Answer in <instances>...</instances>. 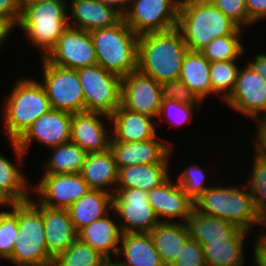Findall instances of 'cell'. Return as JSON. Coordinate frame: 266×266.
<instances>
[{
	"mask_svg": "<svg viewBox=\"0 0 266 266\" xmlns=\"http://www.w3.org/2000/svg\"><path fill=\"white\" fill-rule=\"evenodd\" d=\"M176 27L192 52H200L217 37L244 32L209 0H181Z\"/></svg>",
	"mask_w": 266,
	"mask_h": 266,
	"instance_id": "6da1fadb",
	"label": "cell"
},
{
	"mask_svg": "<svg viewBox=\"0 0 266 266\" xmlns=\"http://www.w3.org/2000/svg\"><path fill=\"white\" fill-rule=\"evenodd\" d=\"M177 27L139 36L138 70L158 83L178 79L188 52Z\"/></svg>",
	"mask_w": 266,
	"mask_h": 266,
	"instance_id": "7a4b0ae2",
	"label": "cell"
},
{
	"mask_svg": "<svg viewBox=\"0 0 266 266\" xmlns=\"http://www.w3.org/2000/svg\"><path fill=\"white\" fill-rule=\"evenodd\" d=\"M194 209L201 214L218 217L233 223L240 229L252 231L257 224L266 229L254 205V199L246 184L239 187L212 186L193 202Z\"/></svg>",
	"mask_w": 266,
	"mask_h": 266,
	"instance_id": "3957f363",
	"label": "cell"
},
{
	"mask_svg": "<svg viewBox=\"0 0 266 266\" xmlns=\"http://www.w3.org/2000/svg\"><path fill=\"white\" fill-rule=\"evenodd\" d=\"M15 81L2 108L4 131L9 141H18L39 117L52 109L40 81L32 77Z\"/></svg>",
	"mask_w": 266,
	"mask_h": 266,
	"instance_id": "277c9868",
	"label": "cell"
},
{
	"mask_svg": "<svg viewBox=\"0 0 266 266\" xmlns=\"http://www.w3.org/2000/svg\"><path fill=\"white\" fill-rule=\"evenodd\" d=\"M97 64L120 77L127 76L138 68L139 36L122 18L108 28H99L90 32Z\"/></svg>",
	"mask_w": 266,
	"mask_h": 266,
	"instance_id": "5b68a950",
	"label": "cell"
},
{
	"mask_svg": "<svg viewBox=\"0 0 266 266\" xmlns=\"http://www.w3.org/2000/svg\"><path fill=\"white\" fill-rule=\"evenodd\" d=\"M66 0H43L22 9L16 28L26 33L30 44L37 47L44 58L68 28Z\"/></svg>",
	"mask_w": 266,
	"mask_h": 266,
	"instance_id": "8992f818",
	"label": "cell"
},
{
	"mask_svg": "<svg viewBox=\"0 0 266 266\" xmlns=\"http://www.w3.org/2000/svg\"><path fill=\"white\" fill-rule=\"evenodd\" d=\"M7 261L15 266L53 264V258L47 251L41 212L30 200L18 202V234Z\"/></svg>",
	"mask_w": 266,
	"mask_h": 266,
	"instance_id": "52a82bcc",
	"label": "cell"
},
{
	"mask_svg": "<svg viewBox=\"0 0 266 266\" xmlns=\"http://www.w3.org/2000/svg\"><path fill=\"white\" fill-rule=\"evenodd\" d=\"M84 93L85 111L110 117L121 105L122 77L99 64L77 69Z\"/></svg>",
	"mask_w": 266,
	"mask_h": 266,
	"instance_id": "ba28073f",
	"label": "cell"
},
{
	"mask_svg": "<svg viewBox=\"0 0 266 266\" xmlns=\"http://www.w3.org/2000/svg\"><path fill=\"white\" fill-rule=\"evenodd\" d=\"M45 89L51 108L70 113L85 111L84 93L77 70L58 67L40 58ZM43 81V82H41Z\"/></svg>",
	"mask_w": 266,
	"mask_h": 266,
	"instance_id": "9c48e42d",
	"label": "cell"
},
{
	"mask_svg": "<svg viewBox=\"0 0 266 266\" xmlns=\"http://www.w3.org/2000/svg\"><path fill=\"white\" fill-rule=\"evenodd\" d=\"M148 192L136 188H116L114 216L122 233H150L160 222L147 199Z\"/></svg>",
	"mask_w": 266,
	"mask_h": 266,
	"instance_id": "30bf717a",
	"label": "cell"
},
{
	"mask_svg": "<svg viewBox=\"0 0 266 266\" xmlns=\"http://www.w3.org/2000/svg\"><path fill=\"white\" fill-rule=\"evenodd\" d=\"M180 2L181 0H130L123 19L138 36L166 31L177 26Z\"/></svg>",
	"mask_w": 266,
	"mask_h": 266,
	"instance_id": "8fae6325",
	"label": "cell"
},
{
	"mask_svg": "<svg viewBox=\"0 0 266 266\" xmlns=\"http://www.w3.org/2000/svg\"><path fill=\"white\" fill-rule=\"evenodd\" d=\"M71 117L70 112L54 109L39 117L18 141L10 140L15 161L17 160L18 164L24 161L22 159L32 141H37L47 148L69 142Z\"/></svg>",
	"mask_w": 266,
	"mask_h": 266,
	"instance_id": "7c38bea8",
	"label": "cell"
},
{
	"mask_svg": "<svg viewBox=\"0 0 266 266\" xmlns=\"http://www.w3.org/2000/svg\"><path fill=\"white\" fill-rule=\"evenodd\" d=\"M44 59L58 67L74 70L96 65L90 32L68 26Z\"/></svg>",
	"mask_w": 266,
	"mask_h": 266,
	"instance_id": "4fadbf2b",
	"label": "cell"
},
{
	"mask_svg": "<svg viewBox=\"0 0 266 266\" xmlns=\"http://www.w3.org/2000/svg\"><path fill=\"white\" fill-rule=\"evenodd\" d=\"M32 191L37 201L49 208L68 209L90 189L81 173L42 174Z\"/></svg>",
	"mask_w": 266,
	"mask_h": 266,
	"instance_id": "5bb4252c",
	"label": "cell"
},
{
	"mask_svg": "<svg viewBox=\"0 0 266 266\" xmlns=\"http://www.w3.org/2000/svg\"><path fill=\"white\" fill-rule=\"evenodd\" d=\"M224 102L233 111L256 121L266 112V81L245 64L238 71L234 90Z\"/></svg>",
	"mask_w": 266,
	"mask_h": 266,
	"instance_id": "9a60e30c",
	"label": "cell"
},
{
	"mask_svg": "<svg viewBox=\"0 0 266 266\" xmlns=\"http://www.w3.org/2000/svg\"><path fill=\"white\" fill-rule=\"evenodd\" d=\"M161 84L138 69L122 77L121 106L152 118L158 117L161 106Z\"/></svg>",
	"mask_w": 266,
	"mask_h": 266,
	"instance_id": "2e32d148",
	"label": "cell"
},
{
	"mask_svg": "<svg viewBox=\"0 0 266 266\" xmlns=\"http://www.w3.org/2000/svg\"><path fill=\"white\" fill-rule=\"evenodd\" d=\"M104 118L111 126L107 115L88 111L72 113L70 141L79 145L87 154L106 152L110 148L112 135L104 125Z\"/></svg>",
	"mask_w": 266,
	"mask_h": 266,
	"instance_id": "e0dca14e",
	"label": "cell"
},
{
	"mask_svg": "<svg viewBox=\"0 0 266 266\" xmlns=\"http://www.w3.org/2000/svg\"><path fill=\"white\" fill-rule=\"evenodd\" d=\"M157 139H160L158 134L145 141H110L109 149L115 157L117 169L139 164H169V156L174 150Z\"/></svg>",
	"mask_w": 266,
	"mask_h": 266,
	"instance_id": "ac0fdd59",
	"label": "cell"
},
{
	"mask_svg": "<svg viewBox=\"0 0 266 266\" xmlns=\"http://www.w3.org/2000/svg\"><path fill=\"white\" fill-rule=\"evenodd\" d=\"M174 178L148 192L147 199L160 222L185 223L194 208L193 201L184 193Z\"/></svg>",
	"mask_w": 266,
	"mask_h": 266,
	"instance_id": "d6986e66",
	"label": "cell"
},
{
	"mask_svg": "<svg viewBox=\"0 0 266 266\" xmlns=\"http://www.w3.org/2000/svg\"><path fill=\"white\" fill-rule=\"evenodd\" d=\"M41 212L48 254L54 259L64 252L76 239L68 209L49 208L36 199H29Z\"/></svg>",
	"mask_w": 266,
	"mask_h": 266,
	"instance_id": "ffe728a7",
	"label": "cell"
},
{
	"mask_svg": "<svg viewBox=\"0 0 266 266\" xmlns=\"http://www.w3.org/2000/svg\"><path fill=\"white\" fill-rule=\"evenodd\" d=\"M70 1L67 3L68 6L70 4V7H67L68 25L75 29L91 32L95 29L114 26L123 18L113 7L98 0Z\"/></svg>",
	"mask_w": 266,
	"mask_h": 266,
	"instance_id": "44dd1931",
	"label": "cell"
},
{
	"mask_svg": "<svg viewBox=\"0 0 266 266\" xmlns=\"http://www.w3.org/2000/svg\"><path fill=\"white\" fill-rule=\"evenodd\" d=\"M154 118L121 105L110 116V141L136 142L152 139L157 135Z\"/></svg>",
	"mask_w": 266,
	"mask_h": 266,
	"instance_id": "7402d4cb",
	"label": "cell"
},
{
	"mask_svg": "<svg viewBox=\"0 0 266 266\" xmlns=\"http://www.w3.org/2000/svg\"><path fill=\"white\" fill-rule=\"evenodd\" d=\"M106 216L95 220L77 233V238L90 245L104 258L117 257L122 232L118 221Z\"/></svg>",
	"mask_w": 266,
	"mask_h": 266,
	"instance_id": "603a6c76",
	"label": "cell"
},
{
	"mask_svg": "<svg viewBox=\"0 0 266 266\" xmlns=\"http://www.w3.org/2000/svg\"><path fill=\"white\" fill-rule=\"evenodd\" d=\"M81 175L90 189L113 195L117 188L118 169L112 151L87 154Z\"/></svg>",
	"mask_w": 266,
	"mask_h": 266,
	"instance_id": "cb8c5ba5",
	"label": "cell"
},
{
	"mask_svg": "<svg viewBox=\"0 0 266 266\" xmlns=\"http://www.w3.org/2000/svg\"><path fill=\"white\" fill-rule=\"evenodd\" d=\"M190 239L201 245L222 240H230L240 228L218 217L199 213L194 208L185 221Z\"/></svg>",
	"mask_w": 266,
	"mask_h": 266,
	"instance_id": "d4e9b609",
	"label": "cell"
},
{
	"mask_svg": "<svg viewBox=\"0 0 266 266\" xmlns=\"http://www.w3.org/2000/svg\"><path fill=\"white\" fill-rule=\"evenodd\" d=\"M126 266H165L150 233H122L116 260Z\"/></svg>",
	"mask_w": 266,
	"mask_h": 266,
	"instance_id": "484cf974",
	"label": "cell"
},
{
	"mask_svg": "<svg viewBox=\"0 0 266 266\" xmlns=\"http://www.w3.org/2000/svg\"><path fill=\"white\" fill-rule=\"evenodd\" d=\"M113 209V195L101 190H89L83 197L75 201L68 212L75 231L91 224Z\"/></svg>",
	"mask_w": 266,
	"mask_h": 266,
	"instance_id": "4316f807",
	"label": "cell"
},
{
	"mask_svg": "<svg viewBox=\"0 0 266 266\" xmlns=\"http://www.w3.org/2000/svg\"><path fill=\"white\" fill-rule=\"evenodd\" d=\"M155 248L165 266H171L190 239L185 223L159 222L151 231Z\"/></svg>",
	"mask_w": 266,
	"mask_h": 266,
	"instance_id": "83f0119b",
	"label": "cell"
},
{
	"mask_svg": "<svg viewBox=\"0 0 266 266\" xmlns=\"http://www.w3.org/2000/svg\"><path fill=\"white\" fill-rule=\"evenodd\" d=\"M169 167V164H139L119 168L117 188H136L149 192L172 177Z\"/></svg>",
	"mask_w": 266,
	"mask_h": 266,
	"instance_id": "f1b7e54d",
	"label": "cell"
},
{
	"mask_svg": "<svg viewBox=\"0 0 266 266\" xmlns=\"http://www.w3.org/2000/svg\"><path fill=\"white\" fill-rule=\"evenodd\" d=\"M210 62L201 52L188 51L185 54L180 79L204 101L210 95L212 96V85L210 78Z\"/></svg>",
	"mask_w": 266,
	"mask_h": 266,
	"instance_id": "f546056e",
	"label": "cell"
},
{
	"mask_svg": "<svg viewBox=\"0 0 266 266\" xmlns=\"http://www.w3.org/2000/svg\"><path fill=\"white\" fill-rule=\"evenodd\" d=\"M249 231L240 229L230 240L210 242L202 245L208 266H243L244 239Z\"/></svg>",
	"mask_w": 266,
	"mask_h": 266,
	"instance_id": "4dcf8cb0",
	"label": "cell"
},
{
	"mask_svg": "<svg viewBox=\"0 0 266 266\" xmlns=\"http://www.w3.org/2000/svg\"><path fill=\"white\" fill-rule=\"evenodd\" d=\"M49 149L53 152L42 164L43 174L81 173L87 153L79 145L69 141Z\"/></svg>",
	"mask_w": 266,
	"mask_h": 266,
	"instance_id": "1f68e13d",
	"label": "cell"
},
{
	"mask_svg": "<svg viewBox=\"0 0 266 266\" xmlns=\"http://www.w3.org/2000/svg\"><path fill=\"white\" fill-rule=\"evenodd\" d=\"M17 166L0 154V194L9 203L24 202L31 197L32 185Z\"/></svg>",
	"mask_w": 266,
	"mask_h": 266,
	"instance_id": "d6a6232c",
	"label": "cell"
},
{
	"mask_svg": "<svg viewBox=\"0 0 266 266\" xmlns=\"http://www.w3.org/2000/svg\"><path fill=\"white\" fill-rule=\"evenodd\" d=\"M239 62L217 61L210 63V78L212 85V96L217 95L225 101L234 90L238 71L240 69Z\"/></svg>",
	"mask_w": 266,
	"mask_h": 266,
	"instance_id": "836d02e7",
	"label": "cell"
},
{
	"mask_svg": "<svg viewBox=\"0 0 266 266\" xmlns=\"http://www.w3.org/2000/svg\"><path fill=\"white\" fill-rule=\"evenodd\" d=\"M241 36L243 35L217 37L200 52L210 63L241 59L240 57L246 53V47L240 41Z\"/></svg>",
	"mask_w": 266,
	"mask_h": 266,
	"instance_id": "e575fe53",
	"label": "cell"
},
{
	"mask_svg": "<svg viewBox=\"0 0 266 266\" xmlns=\"http://www.w3.org/2000/svg\"><path fill=\"white\" fill-rule=\"evenodd\" d=\"M104 257L77 238L53 259L52 266H99Z\"/></svg>",
	"mask_w": 266,
	"mask_h": 266,
	"instance_id": "d590c367",
	"label": "cell"
},
{
	"mask_svg": "<svg viewBox=\"0 0 266 266\" xmlns=\"http://www.w3.org/2000/svg\"><path fill=\"white\" fill-rule=\"evenodd\" d=\"M252 158V170L246 186L254 199L258 215L266 224V160L256 153Z\"/></svg>",
	"mask_w": 266,
	"mask_h": 266,
	"instance_id": "8d00e7d4",
	"label": "cell"
},
{
	"mask_svg": "<svg viewBox=\"0 0 266 266\" xmlns=\"http://www.w3.org/2000/svg\"><path fill=\"white\" fill-rule=\"evenodd\" d=\"M9 210H0V255L7 260L18 234V202L10 203Z\"/></svg>",
	"mask_w": 266,
	"mask_h": 266,
	"instance_id": "74e56055",
	"label": "cell"
},
{
	"mask_svg": "<svg viewBox=\"0 0 266 266\" xmlns=\"http://www.w3.org/2000/svg\"><path fill=\"white\" fill-rule=\"evenodd\" d=\"M176 182L182 188L184 193L194 202L197 200L207 188L212 185L205 186L206 179L205 171L199 164H191L185 167L182 172L177 173Z\"/></svg>",
	"mask_w": 266,
	"mask_h": 266,
	"instance_id": "f35d334b",
	"label": "cell"
},
{
	"mask_svg": "<svg viewBox=\"0 0 266 266\" xmlns=\"http://www.w3.org/2000/svg\"><path fill=\"white\" fill-rule=\"evenodd\" d=\"M196 108H199L198 105H190L182 102H178L176 100H161L160 111L157 119H172L170 124L178 126H182L186 123H190L193 121L192 117L195 115ZM168 117H166V116ZM171 115V116H170ZM170 116V117H169Z\"/></svg>",
	"mask_w": 266,
	"mask_h": 266,
	"instance_id": "ab89813d",
	"label": "cell"
},
{
	"mask_svg": "<svg viewBox=\"0 0 266 266\" xmlns=\"http://www.w3.org/2000/svg\"><path fill=\"white\" fill-rule=\"evenodd\" d=\"M161 94L164 100H176L190 105L202 103L198 96L180 78L161 83Z\"/></svg>",
	"mask_w": 266,
	"mask_h": 266,
	"instance_id": "60d3db41",
	"label": "cell"
},
{
	"mask_svg": "<svg viewBox=\"0 0 266 266\" xmlns=\"http://www.w3.org/2000/svg\"><path fill=\"white\" fill-rule=\"evenodd\" d=\"M214 6L234 21L240 28L249 26L245 0H209Z\"/></svg>",
	"mask_w": 266,
	"mask_h": 266,
	"instance_id": "b9f144b4",
	"label": "cell"
},
{
	"mask_svg": "<svg viewBox=\"0 0 266 266\" xmlns=\"http://www.w3.org/2000/svg\"><path fill=\"white\" fill-rule=\"evenodd\" d=\"M171 266H208L202 250V245L189 239Z\"/></svg>",
	"mask_w": 266,
	"mask_h": 266,
	"instance_id": "7bdbcfd3",
	"label": "cell"
},
{
	"mask_svg": "<svg viewBox=\"0 0 266 266\" xmlns=\"http://www.w3.org/2000/svg\"><path fill=\"white\" fill-rule=\"evenodd\" d=\"M22 13L19 0H0V18L7 22L13 29L19 23Z\"/></svg>",
	"mask_w": 266,
	"mask_h": 266,
	"instance_id": "ee69618b",
	"label": "cell"
},
{
	"mask_svg": "<svg viewBox=\"0 0 266 266\" xmlns=\"http://www.w3.org/2000/svg\"><path fill=\"white\" fill-rule=\"evenodd\" d=\"M249 17V25L266 19V0H245Z\"/></svg>",
	"mask_w": 266,
	"mask_h": 266,
	"instance_id": "f6af8a7d",
	"label": "cell"
},
{
	"mask_svg": "<svg viewBox=\"0 0 266 266\" xmlns=\"http://www.w3.org/2000/svg\"><path fill=\"white\" fill-rule=\"evenodd\" d=\"M260 231L258 230L255 244H253L254 257L251 266H266V229Z\"/></svg>",
	"mask_w": 266,
	"mask_h": 266,
	"instance_id": "bcb514c9",
	"label": "cell"
},
{
	"mask_svg": "<svg viewBox=\"0 0 266 266\" xmlns=\"http://www.w3.org/2000/svg\"><path fill=\"white\" fill-rule=\"evenodd\" d=\"M256 122L258 125L256 126V134H254L256 137H253L255 138L253 139V153L266 160V124H263L259 119Z\"/></svg>",
	"mask_w": 266,
	"mask_h": 266,
	"instance_id": "7dc6e473",
	"label": "cell"
},
{
	"mask_svg": "<svg viewBox=\"0 0 266 266\" xmlns=\"http://www.w3.org/2000/svg\"><path fill=\"white\" fill-rule=\"evenodd\" d=\"M254 72L266 81V53H259L251 61L246 63Z\"/></svg>",
	"mask_w": 266,
	"mask_h": 266,
	"instance_id": "c3c4849f",
	"label": "cell"
},
{
	"mask_svg": "<svg viewBox=\"0 0 266 266\" xmlns=\"http://www.w3.org/2000/svg\"><path fill=\"white\" fill-rule=\"evenodd\" d=\"M108 6L113 7L122 16L127 12L130 0H98Z\"/></svg>",
	"mask_w": 266,
	"mask_h": 266,
	"instance_id": "681fc988",
	"label": "cell"
},
{
	"mask_svg": "<svg viewBox=\"0 0 266 266\" xmlns=\"http://www.w3.org/2000/svg\"><path fill=\"white\" fill-rule=\"evenodd\" d=\"M13 31V28L0 18V49L6 42V38L9 37Z\"/></svg>",
	"mask_w": 266,
	"mask_h": 266,
	"instance_id": "f907efd6",
	"label": "cell"
},
{
	"mask_svg": "<svg viewBox=\"0 0 266 266\" xmlns=\"http://www.w3.org/2000/svg\"><path fill=\"white\" fill-rule=\"evenodd\" d=\"M99 266H126L121 259L117 262L113 260V258H104Z\"/></svg>",
	"mask_w": 266,
	"mask_h": 266,
	"instance_id": "816d5d0a",
	"label": "cell"
},
{
	"mask_svg": "<svg viewBox=\"0 0 266 266\" xmlns=\"http://www.w3.org/2000/svg\"><path fill=\"white\" fill-rule=\"evenodd\" d=\"M43 0H19L20 6L23 9L27 5H32Z\"/></svg>",
	"mask_w": 266,
	"mask_h": 266,
	"instance_id": "f5cc1de1",
	"label": "cell"
},
{
	"mask_svg": "<svg viewBox=\"0 0 266 266\" xmlns=\"http://www.w3.org/2000/svg\"><path fill=\"white\" fill-rule=\"evenodd\" d=\"M9 205L10 203L0 194V207L8 208Z\"/></svg>",
	"mask_w": 266,
	"mask_h": 266,
	"instance_id": "db71d44e",
	"label": "cell"
},
{
	"mask_svg": "<svg viewBox=\"0 0 266 266\" xmlns=\"http://www.w3.org/2000/svg\"><path fill=\"white\" fill-rule=\"evenodd\" d=\"M263 124H266V112L259 119Z\"/></svg>",
	"mask_w": 266,
	"mask_h": 266,
	"instance_id": "11a10c76",
	"label": "cell"
},
{
	"mask_svg": "<svg viewBox=\"0 0 266 266\" xmlns=\"http://www.w3.org/2000/svg\"><path fill=\"white\" fill-rule=\"evenodd\" d=\"M1 259H3L4 260V258L0 255V264H1Z\"/></svg>",
	"mask_w": 266,
	"mask_h": 266,
	"instance_id": "9f6ffc18",
	"label": "cell"
}]
</instances>
